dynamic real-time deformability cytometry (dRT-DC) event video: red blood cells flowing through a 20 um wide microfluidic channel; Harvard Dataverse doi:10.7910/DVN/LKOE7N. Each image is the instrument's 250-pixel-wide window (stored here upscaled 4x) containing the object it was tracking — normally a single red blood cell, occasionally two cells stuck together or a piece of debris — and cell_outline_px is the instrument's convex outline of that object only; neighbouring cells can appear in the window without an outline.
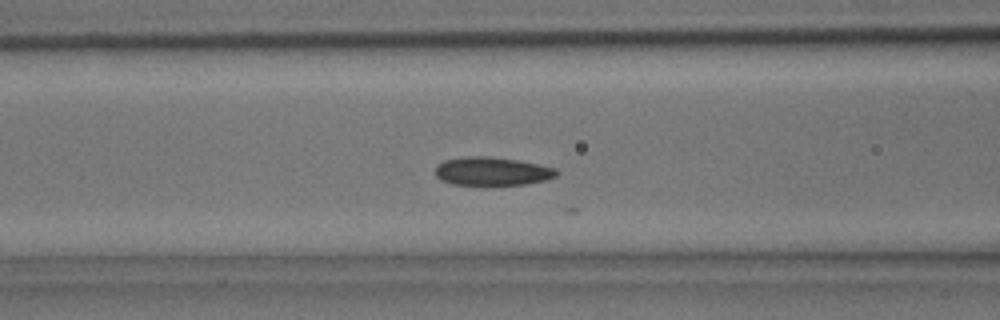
{"species": "common noctule bat (a hibernating species)", "species_latin": "Nyctalus noctula", "temperature_condition": "room temperature", "stored_images_in_passage": 10, "camera_frame_rate_fps": 3000, "um_per_image_px": 0.085, "animal": {"sex": "male", "body_mass_g": 15.6}, "frame": {"image": 1, "passage_image": 5, "time_ms": 1.333, "image_size_px": [1000, 320], "cell_outline_px": [[560, 172], [556, 176], [544, 180], [528, 184], [452, 184], [440, 180], [436, 176], [436, 164], [444, 160], [468, 156], [488, 156], [516, 160], [556, 168]], "centroid_in_image_um": [41.81, 14.55], "position_along_channel_um": 124.8, "area_um2": 19.88}}